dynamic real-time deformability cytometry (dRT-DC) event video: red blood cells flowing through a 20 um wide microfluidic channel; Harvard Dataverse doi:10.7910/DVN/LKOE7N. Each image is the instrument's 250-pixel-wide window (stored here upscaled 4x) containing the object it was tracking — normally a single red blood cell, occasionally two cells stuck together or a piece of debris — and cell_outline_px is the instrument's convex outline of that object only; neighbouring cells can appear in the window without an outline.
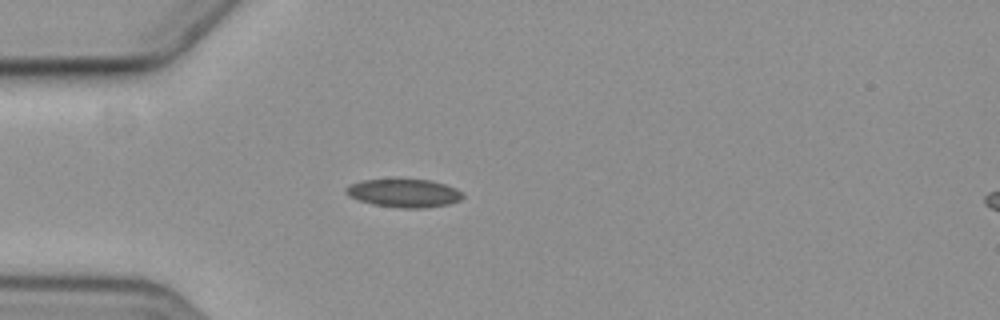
{"species": "common noctule bat (a hibernating species)", "species_latin": "Nyctalus noctula", "temperature_condition": "cold", "stored_images_in_passage": 4, "camera_frame_rate_fps": 3000, "um_per_image_px": 0.085, "animal": {"sex": "female", "body_mass_g": 19.3, "forearm_length_mm": 54.1}, "frame": {"image": 1, "passage_image": 4, "time_ms": 3.333, "image_size_px": [1000, 320], "cell_outline_px": [[464, 196], [460, 200], [448, 204], [424, 208], [400, 208], [372, 204], [348, 196], [344, 192], [344, 188], [348, 184], [360, 180], [428, 180], [444, 184], [456, 188]], "centroid_in_image_um": [34.29, 16.42], "position_along_channel_um": 50.7, "area_um2": 19.13}}